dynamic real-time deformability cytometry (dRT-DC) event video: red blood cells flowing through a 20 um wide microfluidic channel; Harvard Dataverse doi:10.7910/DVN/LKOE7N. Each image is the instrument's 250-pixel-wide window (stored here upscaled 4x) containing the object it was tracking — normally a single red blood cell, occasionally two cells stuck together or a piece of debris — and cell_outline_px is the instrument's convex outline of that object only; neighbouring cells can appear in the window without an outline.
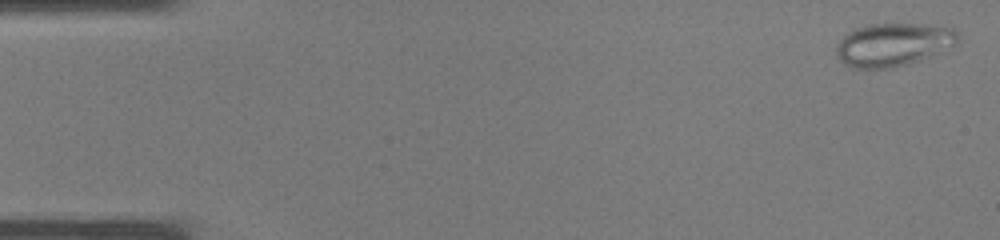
{"species": "common noctule bat (a hibernating species)", "species_latin": "Nyctalus noctula", "temperature_condition": "warm", "stored_images_in_passage": 8, "camera_frame_rate_fps": 3000, "um_per_image_px": 0.085, "animal": {"sex": "male", "body_mass_g": 19.0, "forearm_length_mm": 50.8}, "frame": {"image": 1, "passage_image": 1, "time_ms": 0.0, "image_size_px": [1000, 240], "cell_outline_px": [[956, 40], [952, 44], [940, 52], [920, 60], [908, 64], [892, 68], [856, 68], [844, 64], [836, 56], [836, 48], [840, 40], [848, 32], [856, 28], [872, 24], [920, 24], [952, 28], [956, 32]], "centroid_in_image_um": [75.86, 3.8], "position_along_channel_um": 9.1, "area_um2": 30.06}}